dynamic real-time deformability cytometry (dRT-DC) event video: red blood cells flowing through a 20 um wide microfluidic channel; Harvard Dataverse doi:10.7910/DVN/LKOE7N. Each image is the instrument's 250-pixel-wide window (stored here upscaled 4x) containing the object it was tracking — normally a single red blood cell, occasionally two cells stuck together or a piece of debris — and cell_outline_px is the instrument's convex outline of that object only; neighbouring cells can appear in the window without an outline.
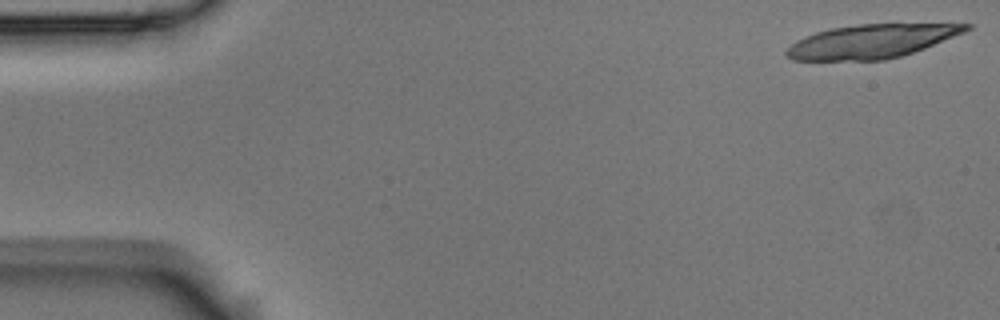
{"species": "Egyptian fruit bat (a non-hibernating species)", "species_latin": "Rousettus aegyptiacus", "temperature_condition": "room temperature", "stored_images_in_passage": 18, "camera_frame_rate_fps": 3000, "um_per_image_px": 0.085, "animal": {"sex": "male"}, "frame": {"image": 1, "passage_image": 1, "time_ms": 0.0, "image_size_px": [1000, 320], "cell_outline_px": [[972, 28], [964, 32], [924, 48], [900, 56], [884, 60], [792, 60], [784, 52], [796, 40], [804, 36], [828, 28], [856, 24], [972, 24]], "centroid_in_image_um": [74.03, 3.5], "position_along_channel_um": 11.0, "area_um2": 35.03}}